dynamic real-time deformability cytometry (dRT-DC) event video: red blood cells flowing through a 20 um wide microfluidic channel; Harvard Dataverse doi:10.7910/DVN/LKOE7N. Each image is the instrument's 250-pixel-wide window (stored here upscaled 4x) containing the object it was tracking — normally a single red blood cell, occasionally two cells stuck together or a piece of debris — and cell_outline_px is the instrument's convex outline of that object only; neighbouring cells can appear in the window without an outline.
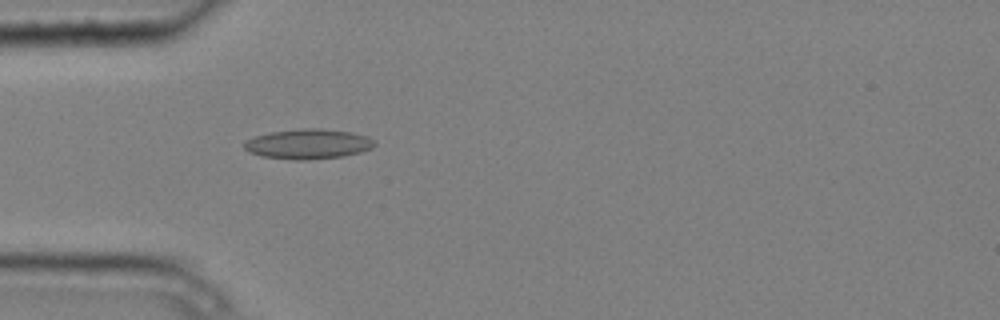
{"species": "common noctule bat (a hibernating species)", "species_latin": "Nyctalus noctula", "temperature_condition": "cold", "stored_images_in_passage": 5, "camera_frame_rate_fps": 3000, "um_per_image_px": 0.085, "animal": {"sex": "male", "body_mass_g": 20.4}, "frame": {"image": 1, "passage_image": 5, "time_ms": 1.333, "image_size_px": [1000, 320], "cell_outline_px": [[376, 144], [372, 148], [360, 152], [344, 156], [308, 160], [296, 160], [260, 156], [248, 152], [244, 148], [244, 140], [268, 132], [300, 128], [320, 128], [352, 132], [368, 136], [376, 140]], "centroid_in_image_um": [26.2, 12.23], "position_along_channel_um": 58.8, "area_um2": 23.12}}